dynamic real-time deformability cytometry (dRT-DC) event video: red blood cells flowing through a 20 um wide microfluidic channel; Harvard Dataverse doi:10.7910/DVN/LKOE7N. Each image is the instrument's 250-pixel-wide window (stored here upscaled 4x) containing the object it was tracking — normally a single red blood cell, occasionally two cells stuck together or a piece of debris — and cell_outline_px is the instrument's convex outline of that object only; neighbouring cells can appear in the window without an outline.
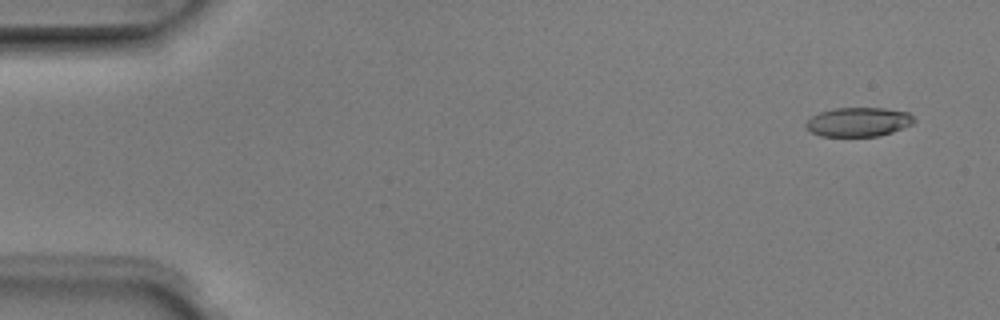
{"species": "Egyptian fruit bat (a non-hibernating species)", "species_latin": "Rousettus aegyptiacus", "temperature_condition": "room temperature", "stored_images_in_passage": 6, "camera_frame_rate_fps": 3000, "um_per_image_px": 0.085, "animal": {"sex": "male"}, "frame": {"image": 1, "passage_image": 1, "time_ms": 0.0, "image_size_px": [1000, 320], "cell_outline_px": [[916, 120], [912, 124], [892, 132], [880, 136], [820, 136], [812, 132], [804, 124], [812, 116], [820, 112], [832, 108], [884, 108], [908, 112]], "centroid_in_image_um": [72.97, 10.36], "position_along_channel_um": 12.0, "area_um2": 18.32}}
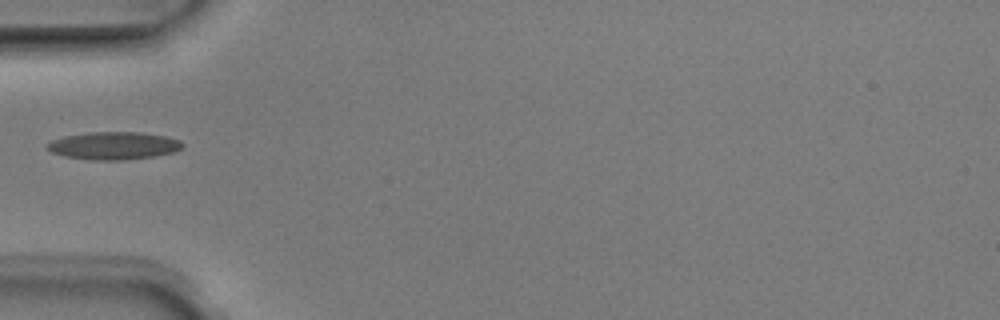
{"frame": {"image": 2, "passage_image": 5, "time_ms": 1.333, "image_size_px": [1000, 320], "cell_outline_px": [[184, 148], [176, 152], [156, 156], [124, 160], [92, 160], [64, 156], [52, 152], [44, 148], [44, 144], [52, 140], [64, 136], [88, 132], [140, 132], [164, 136], [180, 140], [184, 144]], "centroid_in_image_um": [9.66, 12.38], "position_along_channel_um": 75.3, "area_um2": 22.14}}
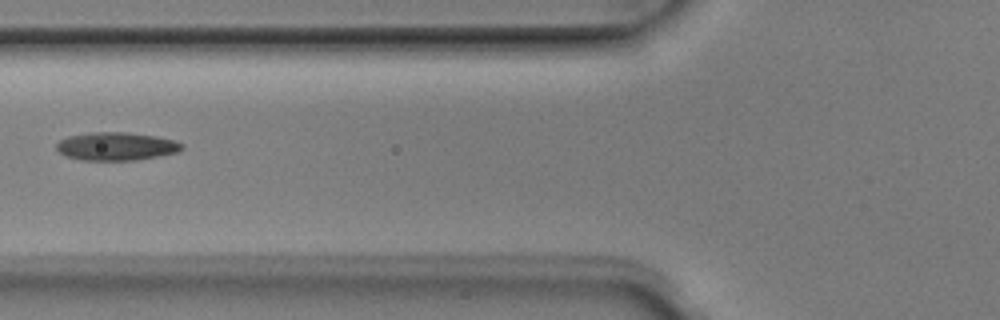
{"frame": {"image": 3, "passage_image": 6, "time_ms": 1.667, "image_size_px": [1000, 320], "cell_outline_px": [[184, 148], [176, 152], [136, 160], [84, 160], [64, 156], [56, 148], [56, 144], [60, 140], [68, 136], [92, 132], [128, 132], [156, 136], [176, 140], [184, 144]], "centroid_in_image_um": [9.89, 12.43], "position_along_channel_um": 115.9, "area_um2": 20.58}}